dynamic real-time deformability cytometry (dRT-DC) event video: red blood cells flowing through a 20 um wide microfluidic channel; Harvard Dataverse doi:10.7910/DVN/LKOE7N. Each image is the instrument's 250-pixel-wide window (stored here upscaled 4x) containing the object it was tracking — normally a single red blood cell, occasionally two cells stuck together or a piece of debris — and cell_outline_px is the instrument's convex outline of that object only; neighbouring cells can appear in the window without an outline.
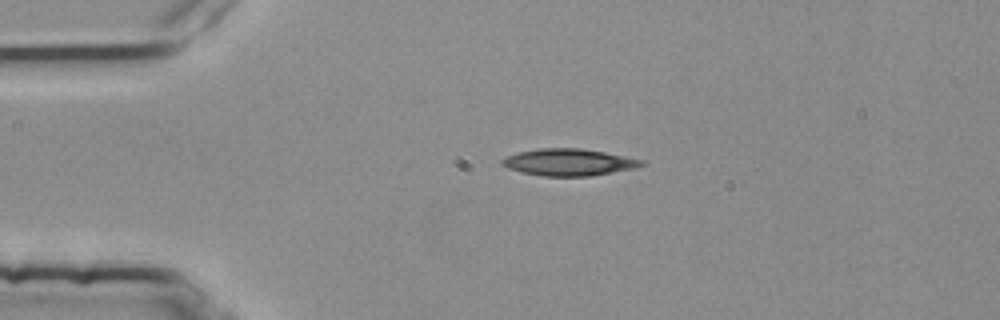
{"species": "common noctule bat (a hibernating species)", "species_latin": "Nyctalus noctula", "temperature_condition": "room temperature", "stored_images_in_passage": 2, "camera_frame_rate_fps": 3000, "um_per_image_px": 0.085, "animal": {"sex": "female", "body_mass_g": 25.1}, "frame": {"image": 1, "passage_image": 2, "time_ms": 0.333, "image_size_px": [1000, 320], "cell_outline_px": [[648, 164], [632, 168], [612, 172], [588, 176], [544, 176], [520, 172], [508, 168], [500, 164], [500, 160], [504, 156], [520, 152], [540, 148], [580, 148], [604, 152], [644, 160]], "centroid_in_image_um": [48.31, 13.79], "position_along_channel_um": 36.7, "area_um2": 21.79}}